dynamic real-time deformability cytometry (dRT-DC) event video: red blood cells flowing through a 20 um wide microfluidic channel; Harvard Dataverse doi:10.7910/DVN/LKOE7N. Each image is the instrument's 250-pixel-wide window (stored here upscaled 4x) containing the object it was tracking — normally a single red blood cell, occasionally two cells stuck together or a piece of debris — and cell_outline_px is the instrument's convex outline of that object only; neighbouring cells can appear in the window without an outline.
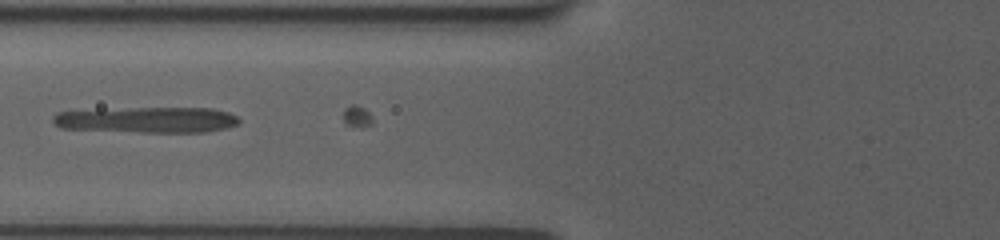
{"species": "human", "species_latin": "Homo sapiens", "temperature_condition": "room temperature", "stored_images_in_passage": 7, "camera_frame_rate_fps": 3000, "um_per_image_px": 0.085, "donor": {"sex": "female"}, "frame": {"image": 1, "passage_image": 3, "time_ms": 0.667, "image_size_px": [1000, 240], "cell_outline_px": [[240, 120], [236, 124], [224, 128], [204, 132], [140, 132], [60, 128], [52, 120], [52, 116], [56, 112], [132, 108], [212, 108], [228, 112], [236, 116]], "centroid_in_image_um": [12.51, 10.19], "position_along_channel_um": 113.3, "area_um2": 27.74}}